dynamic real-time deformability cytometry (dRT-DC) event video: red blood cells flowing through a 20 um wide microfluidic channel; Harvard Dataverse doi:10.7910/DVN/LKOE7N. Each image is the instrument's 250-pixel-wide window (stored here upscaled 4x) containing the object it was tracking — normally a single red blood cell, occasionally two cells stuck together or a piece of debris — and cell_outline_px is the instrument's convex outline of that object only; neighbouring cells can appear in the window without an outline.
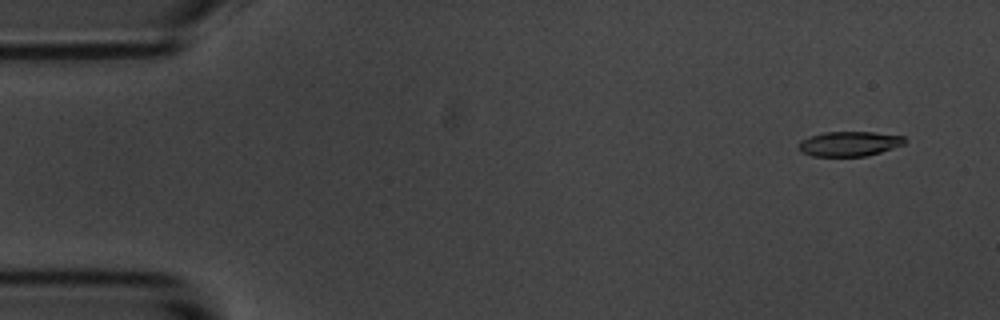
{"species": "common noctule bat (a hibernating species)", "species_latin": "Nyctalus noctula", "temperature_condition": "room temperature", "stored_images_in_passage": 56, "camera_frame_rate_fps": 3000, "um_per_image_px": 0.085, "animal": {"sex": "male", "body_mass_g": 20.1, "forearm_length_mm": 53.5}, "frame": {"image": 1, "passage_image": 4, "time_ms": 1.0, "image_size_px": [1000, 320], "cell_outline_px": [[908, 140], [904, 144], [880, 152], [864, 156], [812, 156], [800, 152], [796, 148], [800, 140], [808, 136], [824, 132], [872, 132], [904, 136]], "centroid_in_image_um": [72.14, 12.22], "position_along_channel_um": 12.9, "area_um2": 15.49}}
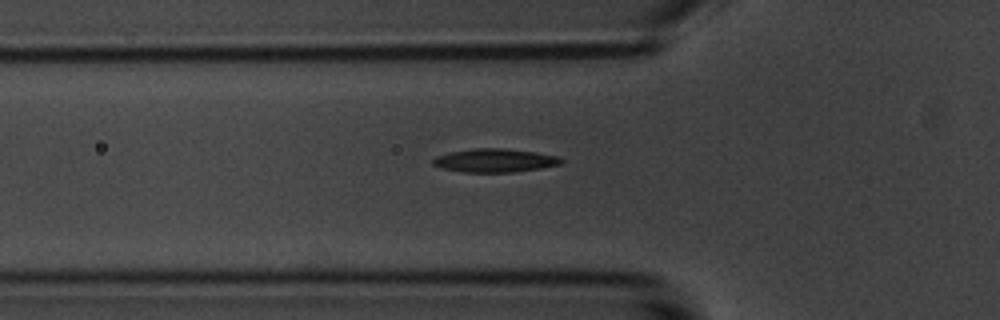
{"frame": {"image": 2, "passage_image": 19, "time_ms": 6.0, "image_size_px": [1000, 320], "cell_outline_px": [[564, 160], [560, 164], [540, 168], [512, 172], [464, 172], [440, 168], [432, 164], [432, 160], [436, 156], [448, 152], [476, 148], [504, 148], [536, 152], [560, 156]], "centroid_in_image_um": [42.05, 13.63], "position_along_channel_um": 83.8, "area_um2": 17.63}}
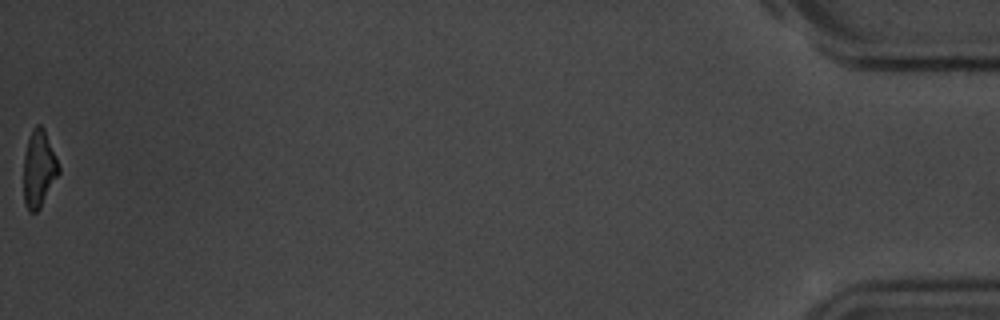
{"frame": {"image": 3, "passage_image": 56, "time_ms": 18.333, "image_size_px": [1000, 320], "cell_outline_px": [[60, 172], [40, 208], [36, 212], [28, 212], [24, 204], [24, 156], [28, 140], [32, 128], [36, 124], [40, 124], [44, 128], [60, 168]], "centroid_in_image_um": [3.3, 14.36], "position_along_channel_um": 431.9, "area_um2": 15.66}, "authors_computed_cell_mechanics": {"area_um2": 16.9643, "velocity_mm_per_s": 3.6263, "shape_relaxation_time_tau1_ms": 3.3389, "shape_relaxation_time_tau2_ms": 6.5015, "deformation_change_tau1": 0.1347, "deformation_change_tau2": 0.1527}}